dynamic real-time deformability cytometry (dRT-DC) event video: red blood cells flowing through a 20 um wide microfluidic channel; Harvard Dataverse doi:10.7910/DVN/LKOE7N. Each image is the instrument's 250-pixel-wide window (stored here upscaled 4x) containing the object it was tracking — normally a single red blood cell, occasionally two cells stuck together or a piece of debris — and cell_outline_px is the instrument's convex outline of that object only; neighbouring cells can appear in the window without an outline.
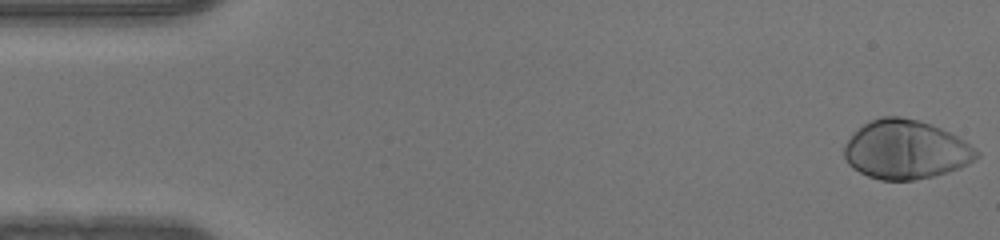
{"species": "human", "species_latin": "Homo sapiens", "temperature_condition": "warm", "stored_images_in_passage": 50, "camera_frame_rate_fps": 3000, "um_per_image_px": 0.085, "donor": {"sex": "male"}, "frame": {"image": 1, "passage_image": 1, "time_ms": 0.0, "image_size_px": [1000, 240], "cell_outline_px": [[980, 156], [968, 164], [960, 168], [932, 176], [912, 180], [880, 180], [868, 176], [852, 168], [848, 164], [844, 156], [844, 144], [864, 124], [880, 116], [900, 116], [920, 120], [932, 124], [964, 140], [980, 152]], "centroid_in_image_um": [77.0, 12.72], "position_along_channel_um": 8.0, "area_um2": 45.32}}
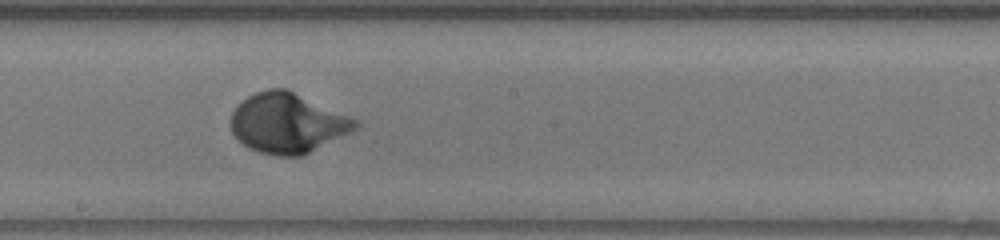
{"frame": {"image": 2, "passage_image": 27, "time_ms": 8.667, "image_size_px": [1000, 240], "cell_outline_px": [[360, 124], [356, 128], [300, 156], [276, 156], [260, 152], [248, 148], [232, 132], [232, 112], [236, 104], [248, 96], [256, 92], [268, 88], [288, 88], [360, 120]], "centroid_in_image_um": [24.43, 10.42], "position_along_channel_um": 223.8, "area_um2": 43.29}}
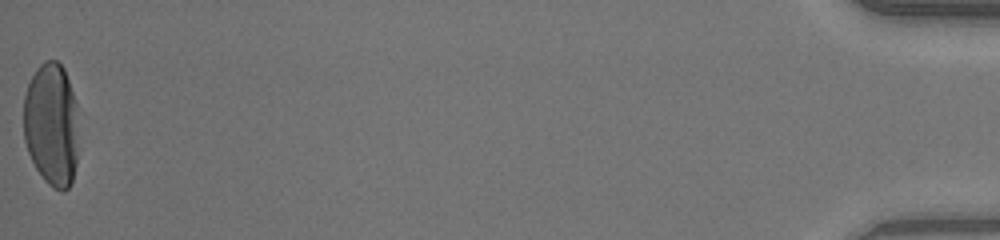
{"frame": {"image": 3, "passage_image": 50, "time_ms": 16.333, "image_size_px": [1000, 240], "cell_outline_px": [[76, 164], [72, 180], [68, 188], [64, 192], [60, 192], [52, 188], [44, 180], [36, 168], [28, 152], [24, 140], [24, 96], [28, 84], [36, 68], [44, 60], [56, 60], [64, 68], [76, 104]], "centroid_in_image_um": [4.35, 10.6], "position_along_channel_um": 430.8, "area_um2": 39.42}}